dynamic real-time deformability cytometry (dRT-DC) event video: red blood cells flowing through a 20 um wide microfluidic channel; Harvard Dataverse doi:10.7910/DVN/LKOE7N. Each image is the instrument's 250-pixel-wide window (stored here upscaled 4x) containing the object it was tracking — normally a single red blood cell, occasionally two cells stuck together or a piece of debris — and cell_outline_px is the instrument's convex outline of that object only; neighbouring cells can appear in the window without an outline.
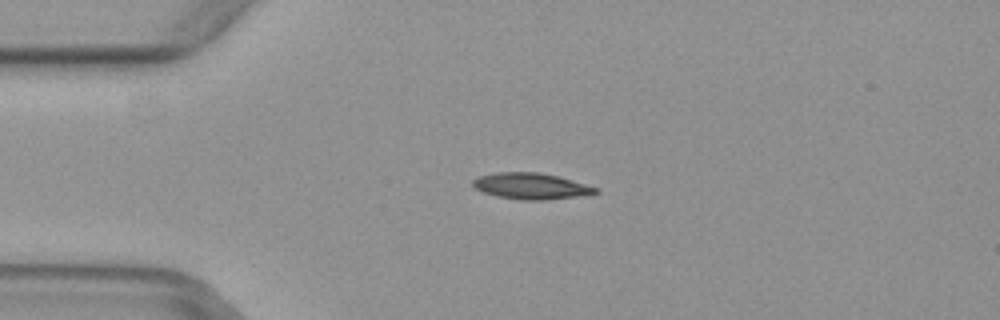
{"species": "common noctule bat (a hibernating species)", "species_latin": "Nyctalus noctula", "temperature_condition": "warm", "stored_images_in_passage": 3, "camera_frame_rate_fps": 3000, "um_per_image_px": 0.085, "animal": {"sex": "female", "body_mass_g": 29.2, "forearm_length_mm": 56.3}, "frame": {"image": 1, "passage_image": 3, "time_ms": 0.667, "image_size_px": [1000, 320], "cell_outline_px": [[600, 192], [588, 196], [548, 200], [520, 200], [496, 196], [484, 192], [476, 188], [472, 184], [472, 180], [480, 176], [500, 172], [536, 172], [556, 176], [600, 188]], "centroid_in_image_um": [45.22, 15.84], "position_along_channel_um": 39.8, "area_um2": 18.84}}